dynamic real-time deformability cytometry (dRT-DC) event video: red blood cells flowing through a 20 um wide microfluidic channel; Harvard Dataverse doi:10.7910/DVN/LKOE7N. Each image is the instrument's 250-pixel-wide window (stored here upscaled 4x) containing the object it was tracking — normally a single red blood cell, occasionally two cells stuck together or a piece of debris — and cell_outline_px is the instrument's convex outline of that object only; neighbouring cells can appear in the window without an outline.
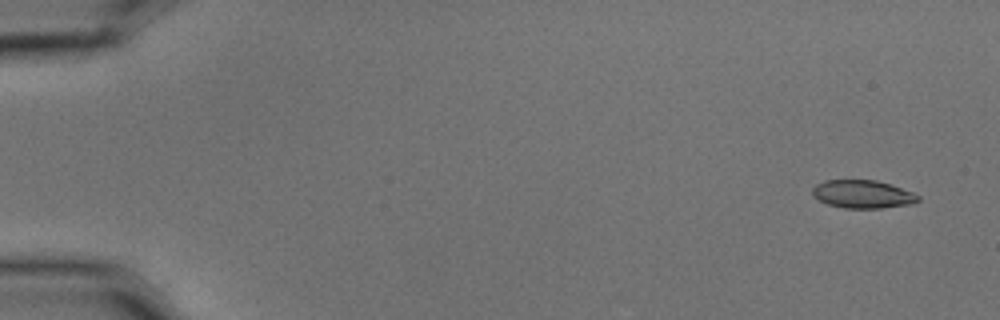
{"species": "common noctule bat (a hibernating species)", "species_latin": "Nyctalus noctula", "temperature_condition": "cold", "stored_images_in_passage": 5, "camera_frame_rate_fps": 3000, "um_per_image_px": 0.085, "animal": {"sex": "male", "body_mass_g": 15.6}, "frame": {"image": 1, "passage_image": 1, "time_ms": 0.0, "image_size_px": [1000, 320], "cell_outline_px": [[920, 200], [912, 204], [880, 208], [844, 208], [828, 204], [812, 196], [812, 188], [816, 184], [824, 180], [876, 180], [912, 192], [920, 196]], "centroid_in_image_um": [73.31, 16.51], "position_along_channel_um": 11.7, "area_um2": 17.22}}
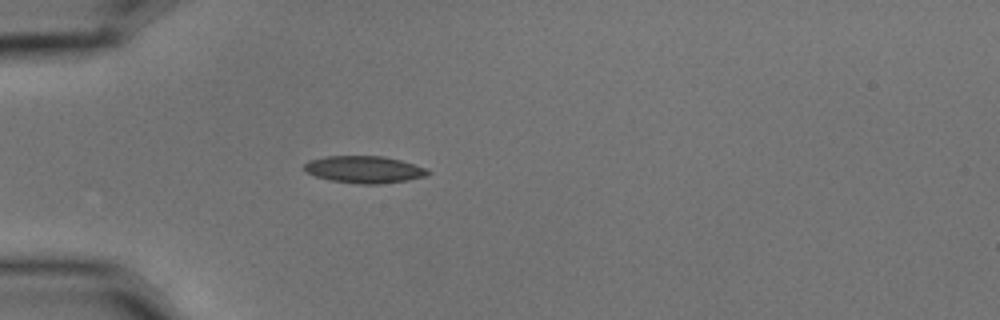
{"frame": {"image": 2, "passage_image": 5, "time_ms": 1.333, "image_size_px": [1000, 320], "cell_outline_px": [[432, 172], [428, 176], [408, 180], [380, 184], [360, 184], [332, 180], [316, 176], [308, 172], [304, 168], [304, 164], [308, 160], [324, 156], [384, 156], [400, 160], [428, 168]], "centroid_in_image_um": [31.01, 14.4], "position_along_channel_um": 54.0, "area_um2": 19.59}}